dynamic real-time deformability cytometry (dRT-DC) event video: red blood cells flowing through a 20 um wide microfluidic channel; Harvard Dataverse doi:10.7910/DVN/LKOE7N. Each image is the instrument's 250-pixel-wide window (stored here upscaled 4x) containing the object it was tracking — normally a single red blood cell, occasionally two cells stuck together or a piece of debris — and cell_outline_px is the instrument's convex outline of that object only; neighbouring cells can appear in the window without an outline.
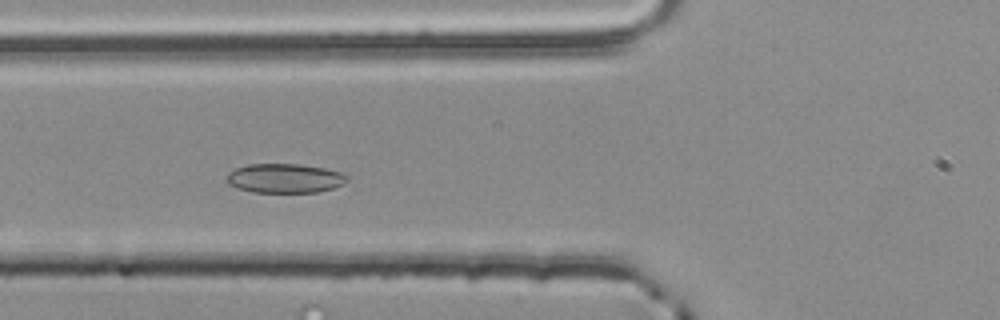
{"species": "common noctule bat (a hibernating species)", "species_latin": "Nyctalus noctula", "temperature_condition": "room temperature", "stored_images_in_passage": 40, "camera_frame_rate_fps": 3000, "um_per_image_px": 0.085, "animal": {"sex": "male", "body_mass_g": 20.4}, "frame": {"image": 1, "passage_image": 6, "time_ms": 1.667, "image_size_px": [1000, 320], "cell_outline_px": [[348, 180], [332, 188], [316, 192], [252, 192], [236, 188], [228, 184], [224, 180], [224, 176], [228, 172], [236, 168], [248, 164], [300, 164], [324, 168], [340, 172], [348, 176]], "centroid_in_image_um": [24.12, 15.15], "position_along_channel_um": 101.7, "area_um2": 20.63}}
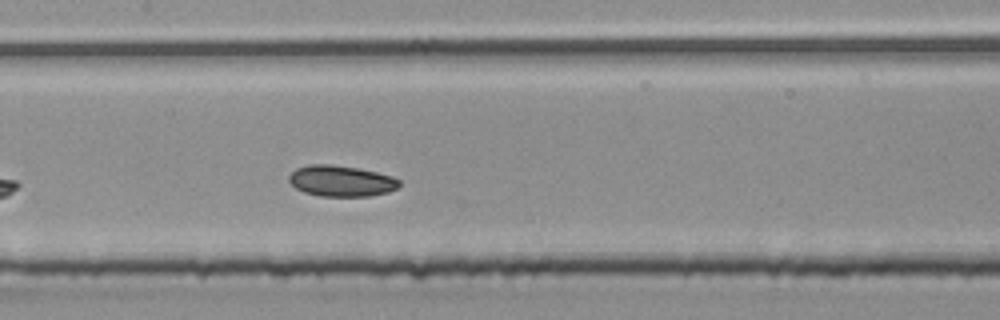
{"frame": {"image": 2, "passage_image": 12, "time_ms": 3.667, "image_size_px": [1000, 320], "cell_outline_px": [[400, 184], [396, 188], [388, 192], [372, 196], [320, 196], [304, 192], [296, 188], [288, 180], [288, 176], [296, 168], [308, 164], [332, 164], [356, 168], [376, 172], [392, 176], [400, 180]], "centroid_in_image_um": [28.98, 15.38], "position_along_channel_um": 178.4, "area_um2": 19.94}}
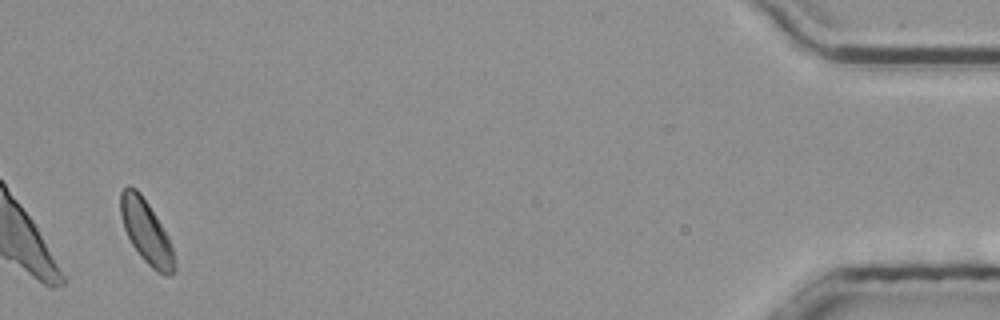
{"frame": {"image": 3, "passage_image": 38, "time_ms": 12.333, "image_size_px": [1000, 320], "cell_outline_px": [[176, 272], [172, 276], [164, 276], [156, 272], [140, 256], [132, 244], [124, 228], [120, 212], [120, 192], [128, 184], [136, 188], [140, 192], [148, 204], [168, 236], [172, 248], [176, 268]], "centroid_in_image_um": [12.44, 19.72], "position_along_channel_um": 422.8, "area_um2": 19.88}, "authors_computed_cell_mechanics": {"area_um2": 19.7965, "velocity_mm_per_s": 3.8242, "shape_relaxation_time_tau1_ms": 1.3479, "shape_relaxation_time_tau2_ms": 9.2283, "deformation_change_tau1": 0.0602, "deformation_change_tau2": 0.1162}}